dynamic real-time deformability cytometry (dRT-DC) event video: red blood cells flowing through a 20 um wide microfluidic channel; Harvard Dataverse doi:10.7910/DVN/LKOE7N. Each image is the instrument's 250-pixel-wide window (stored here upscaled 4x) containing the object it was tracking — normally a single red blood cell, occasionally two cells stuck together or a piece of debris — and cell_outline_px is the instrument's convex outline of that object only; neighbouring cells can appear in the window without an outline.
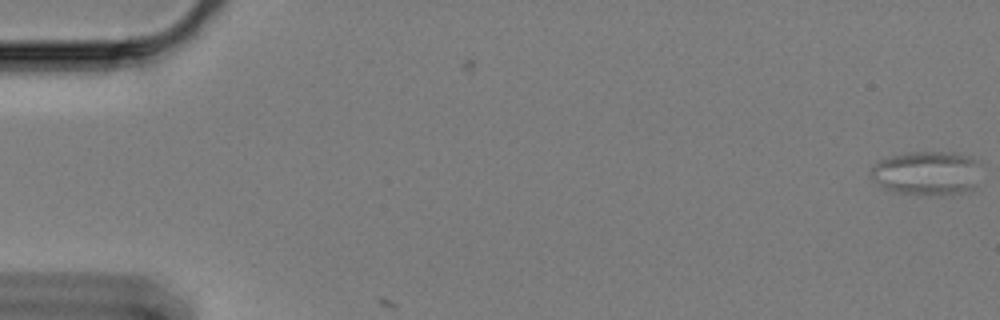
{"species": "Egyptian fruit bat (a non-hibernating species)", "species_latin": "Rousettus aegyptiacus", "temperature_condition": "cold", "stored_images_in_passage": 4, "camera_frame_rate_fps": 3000, "um_per_image_px": 0.085, "animal": {"sex": "female"}, "frame": {"image": 1, "passage_image": 4, "time_ms": 1.0, "image_size_px": [1000, 320], "cell_outline_px": [[980, 164], [976, 184], [972, 188], [960, 192], [940, 196], [932, 196], [896, 192], [884, 188], [872, 180], [868, 176], [868, 172], [880, 160], [892, 156], [908, 152], [952, 152], [968, 156], [980, 160]], "centroid_in_image_um": [78.77, 14.72], "position_along_channel_um": 6.2, "area_um2": 28.55}}